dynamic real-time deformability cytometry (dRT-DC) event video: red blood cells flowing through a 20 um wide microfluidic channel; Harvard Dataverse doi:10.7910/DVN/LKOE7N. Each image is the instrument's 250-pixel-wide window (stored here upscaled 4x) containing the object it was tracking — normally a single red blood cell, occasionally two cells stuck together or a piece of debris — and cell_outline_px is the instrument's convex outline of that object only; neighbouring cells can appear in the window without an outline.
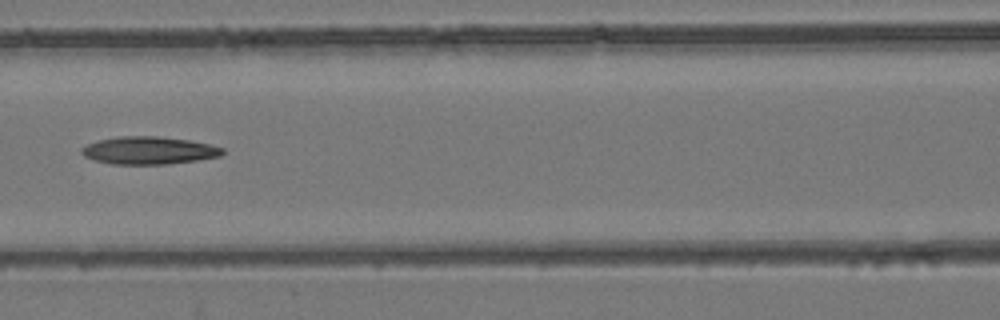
{"species": "common noctule bat (a hibernating species)", "species_latin": "Nyctalus noctula", "temperature_condition": "room temperature", "stored_images_in_passage": 7, "camera_frame_rate_fps": 3000, "um_per_image_px": 0.085, "animal": {"sex": "female", "body_mass_g": 24.6, "forearm_length_mm": 56.2}, "frame": {"image": 1, "passage_image": 6, "time_ms": 1.667, "image_size_px": [1000, 320], "cell_outline_px": [[224, 152], [220, 156], [196, 160], [168, 164], [112, 164], [92, 160], [84, 156], [80, 152], [80, 148], [96, 140], [120, 136], [156, 136], [188, 140], [208, 144], [224, 148]], "centroid_in_image_um": [12.6, 12.79], "position_along_channel_um": 154.0, "area_um2": 22.72}}
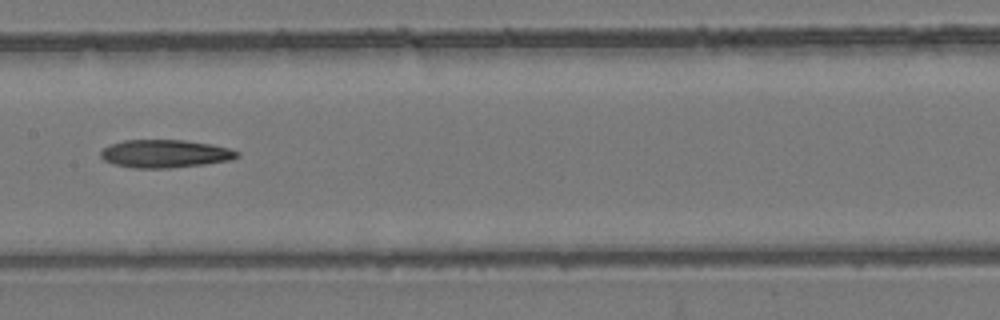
{"frame": {"image": 2, "passage_image": 7, "time_ms": 2.0, "image_size_px": [1000, 320], "cell_outline_px": [[240, 156], [232, 160], [204, 164], [168, 168], [132, 168], [112, 164], [104, 160], [100, 156], [100, 152], [104, 148], [112, 144], [124, 140], [184, 140], [212, 144], [228, 148], [240, 152]], "centroid_in_image_um": [14.04, 13.07], "position_along_channel_um": 193.4, "area_um2": 22.31}}